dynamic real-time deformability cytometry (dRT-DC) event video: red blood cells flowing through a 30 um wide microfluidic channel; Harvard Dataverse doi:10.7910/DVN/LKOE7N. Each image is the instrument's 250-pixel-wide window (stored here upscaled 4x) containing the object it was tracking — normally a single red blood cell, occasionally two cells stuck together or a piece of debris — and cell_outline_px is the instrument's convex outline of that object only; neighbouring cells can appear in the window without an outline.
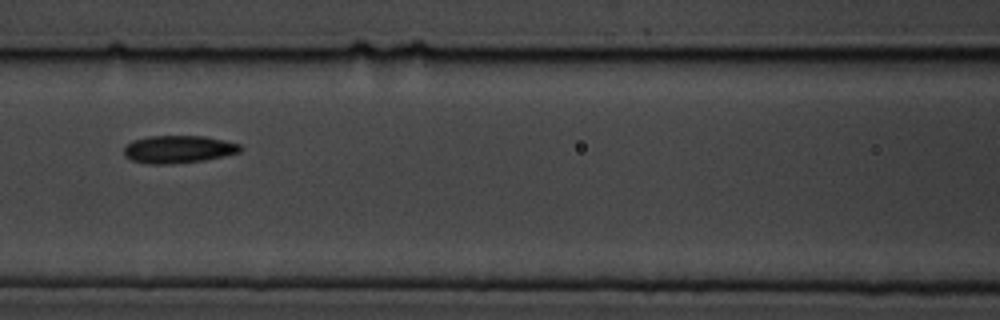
{"species": "common noctule bat (a hibernating species)", "species_latin": "Nyctalus noctula", "temperature_condition": "cold", "stored_images_in_passage": 15, "camera_frame_rate_fps": 3000, "um_per_image_px": 0.085, "animal": {"sex": "male", "body_mass_g": 19.5, "forearm_length_mm": 54.6}, "frame": {"image": 1, "passage_image": 7, "time_ms": 7.667, "image_size_px": [1000, 320], "cell_outline_px": [[244, 148], [240, 152], [224, 156], [204, 160], [168, 164], [148, 164], [132, 160], [124, 156], [124, 148], [132, 140], [148, 136], [204, 136], [224, 140], [240, 144]], "centroid_in_image_um": [15.17, 12.68], "position_along_channel_um": 151.4, "area_um2": 18.79}}
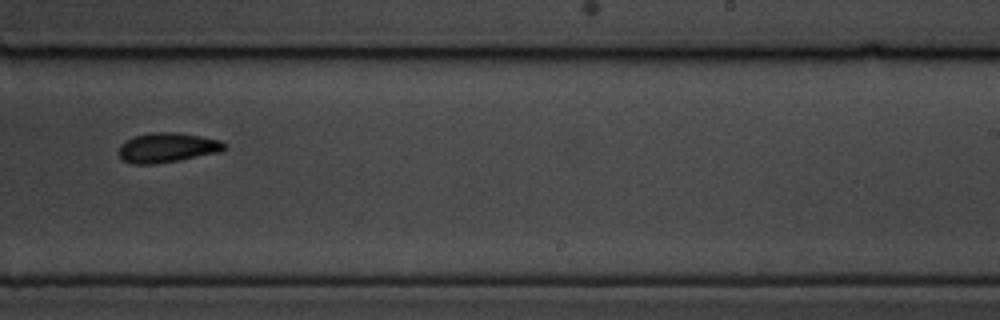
{"frame": {"image": 2, "passage_image": 10, "time_ms": 11.0, "image_size_px": [1000, 320], "cell_outline_px": [[228, 148], [220, 152], [176, 160], [152, 164], [132, 164], [124, 160], [120, 156], [120, 144], [124, 140], [148, 132], [176, 132], [200, 136], [220, 140]], "centroid_in_image_um": [14.21, 12.53], "position_along_channel_um": 274.8, "area_um2": 18.09}}
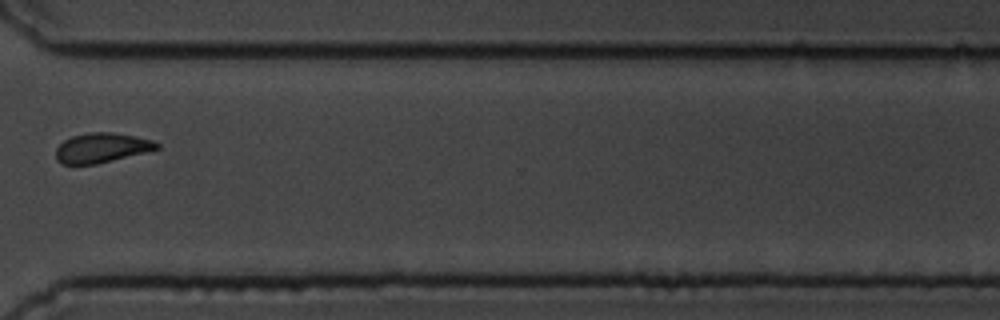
{"frame": {"image": 3, "passage_image": 12, "time_ms": 13.333, "image_size_px": [1000, 320], "cell_outline_px": [[160, 148], [96, 164], [60, 164], [56, 160], [56, 148], [64, 140], [72, 136], [92, 132], [112, 132], [152, 140], [160, 144]], "centroid_in_image_um": [8.6, 12.56], "position_along_channel_um": 362.0, "area_um2": 17.22}, "authors_computed_cell_mechanics": {"area_um2": 18.4382, "velocity_mm_per_s": 3.7018, "shape_relaxation_time_tau1_ms": 1.8951, "shape_relaxation_time_tau2_ms": 4.1612, "deformation_change_tau1": 0.1641, "deformation_change_tau2": 0.1163}}